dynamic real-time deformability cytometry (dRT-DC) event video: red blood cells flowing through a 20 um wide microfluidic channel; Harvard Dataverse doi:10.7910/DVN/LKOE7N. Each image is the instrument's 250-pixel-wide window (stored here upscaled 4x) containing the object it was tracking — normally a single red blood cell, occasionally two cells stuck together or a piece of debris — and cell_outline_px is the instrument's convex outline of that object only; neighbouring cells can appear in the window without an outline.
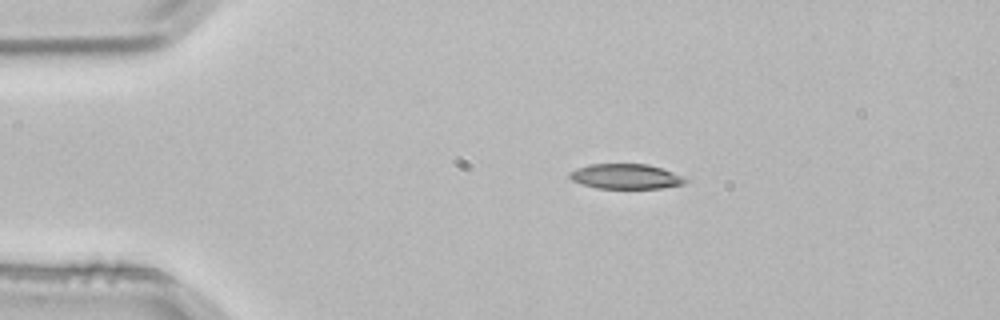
{"species": "common noctule bat (a hibernating species)", "species_latin": "Nyctalus noctula", "temperature_condition": "room temperature", "stored_images_in_passage": 4, "camera_frame_rate_fps": 3000, "um_per_image_px": 0.085, "animal": {"sex": "male", "body_mass_g": 21.5, "forearm_length_mm": 52.0}, "frame": {"image": 1, "passage_image": 4, "time_ms": 1.0, "image_size_px": [1000, 320], "cell_outline_px": [[688, 180], [684, 184], [660, 188], [596, 188], [580, 184], [572, 180], [568, 176], [568, 172], [576, 168], [592, 164], [648, 164], [672, 172]], "centroid_in_image_um": [53.13, 15.0], "position_along_channel_um": 31.9, "area_um2": 16.76}}